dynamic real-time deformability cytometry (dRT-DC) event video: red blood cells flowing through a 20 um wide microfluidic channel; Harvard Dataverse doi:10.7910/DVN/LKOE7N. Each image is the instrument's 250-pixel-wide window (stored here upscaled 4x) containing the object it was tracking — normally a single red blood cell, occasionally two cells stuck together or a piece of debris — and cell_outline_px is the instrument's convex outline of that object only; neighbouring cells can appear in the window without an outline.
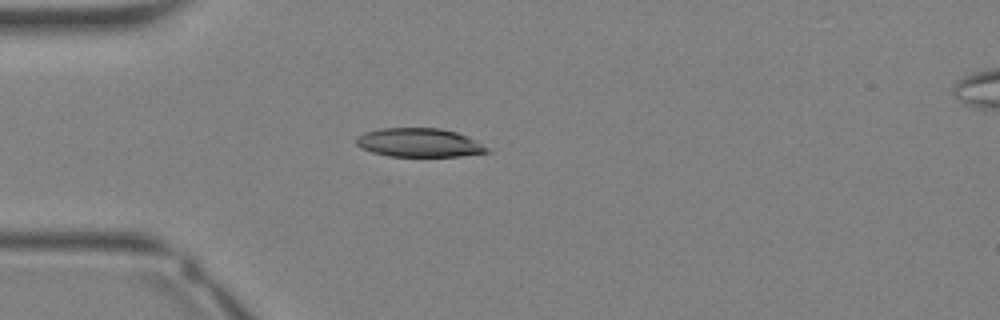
{"species": "Egyptian fruit bat (a non-hibernating species)", "species_latin": "Rousettus aegyptiacus", "temperature_condition": "warm", "stored_images_in_passage": 28, "camera_frame_rate_fps": 3000, "um_per_image_px": 0.085, "animal": {"sex": "female"}, "frame": {"image": 1, "passage_image": 4, "time_ms": 1.0, "image_size_px": [1000, 320], "cell_outline_px": [[492, 152], [460, 156], [388, 156], [372, 152], [360, 148], [356, 144], [356, 136], [364, 132], [380, 128], [440, 128], [456, 132], [488, 148]], "centroid_in_image_um": [35.56, 12.13], "position_along_channel_um": 49.4, "area_um2": 21.79}}
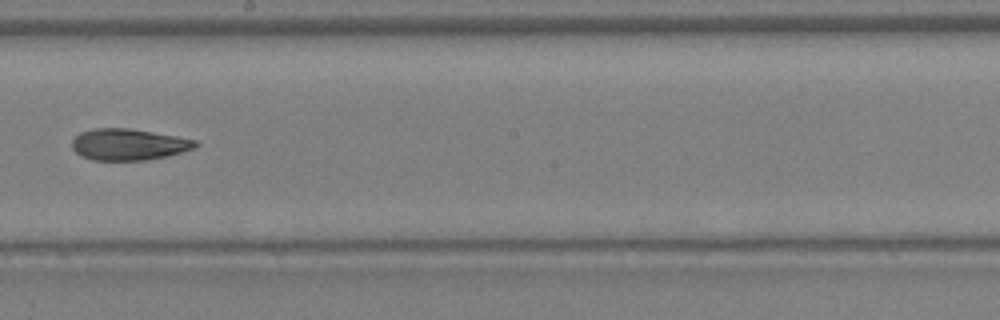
{"frame": {"image": 2, "passage_image": 14, "time_ms": 4.333, "image_size_px": [1000, 320], "cell_outline_px": [[200, 144], [196, 148], [168, 156], [144, 160], [92, 160], [80, 156], [72, 148], [72, 140], [80, 132], [96, 128], [128, 128], [176, 136], [196, 140]], "centroid_in_image_um": [10.94, 12.28], "position_along_channel_um": 237.3, "area_um2": 22.66}}
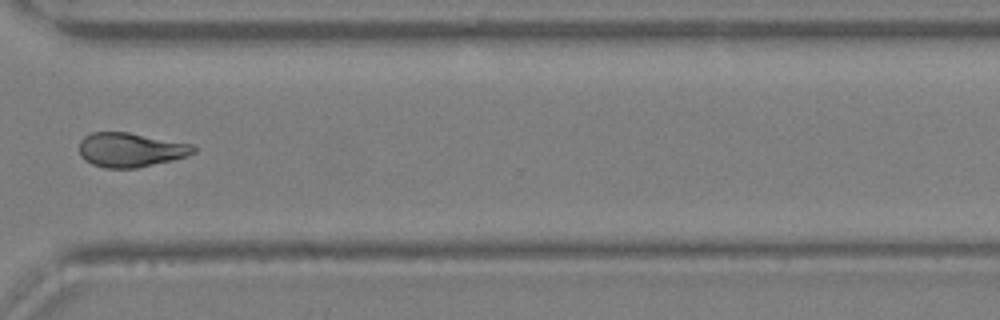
{"frame": {"image": 3, "passage_image": 20, "time_ms": 6.333, "image_size_px": [1000, 320], "cell_outline_px": [[196, 152], [188, 156], [172, 160], [136, 168], [104, 168], [92, 164], [84, 160], [80, 156], [80, 140], [84, 136], [92, 132], [128, 132], [192, 144], [196, 148]], "centroid_in_image_um": [11.09, 12.74], "position_along_channel_um": 359.5, "area_um2": 22.89}}